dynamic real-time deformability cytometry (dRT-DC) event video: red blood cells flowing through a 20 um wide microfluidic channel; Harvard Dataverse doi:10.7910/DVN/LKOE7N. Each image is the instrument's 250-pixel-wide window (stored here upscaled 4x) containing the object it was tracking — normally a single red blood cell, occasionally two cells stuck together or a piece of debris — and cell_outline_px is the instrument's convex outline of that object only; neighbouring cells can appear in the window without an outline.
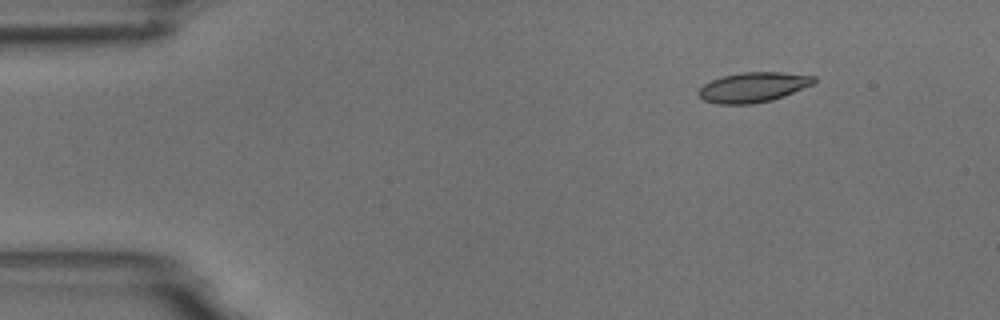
{"species": "common noctule bat (a hibernating species)", "species_latin": "Nyctalus noctula", "temperature_condition": "room temperature", "stored_images_in_passage": 9, "camera_frame_rate_fps": 3000, "um_per_image_px": 0.085, "animal": {"sex": "male", "body_mass_g": 18.8}, "frame": {"image": 1, "passage_image": 2, "time_ms": 2.0, "image_size_px": [1000, 320], "cell_outline_px": [[816, 80], [812, 84], [784, 96], [772, 100], [752, 104], [716, 104], [704, 100], [696, 92], [704, 84], [720, 76], [744, 72], [780, 72], [816, 76]], "centroid_in_image_um": [63.99, 7.41], "position_along_channel_um": 21.0, "area_um2": 20.11}}